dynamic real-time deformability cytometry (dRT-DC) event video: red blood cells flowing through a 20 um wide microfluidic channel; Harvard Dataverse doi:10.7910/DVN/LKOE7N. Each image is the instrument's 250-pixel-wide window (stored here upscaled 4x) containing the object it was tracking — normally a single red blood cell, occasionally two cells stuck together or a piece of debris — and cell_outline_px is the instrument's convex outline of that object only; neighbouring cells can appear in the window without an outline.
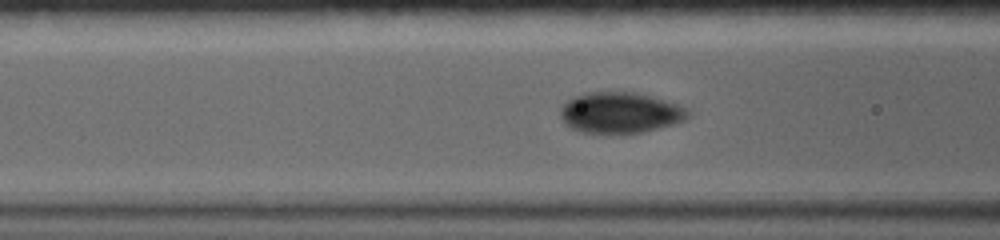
{"species": "common noctule bat (a hibernating species)", "species_latin": "Nyctalus noctula", "temperature_condition": "warm", "stored_images_in_passage": 8, "camera_frame_rate_fps": 5000, "um_per_image_px": 0.085, "animal": {"sex": "female", "body_mass_g": 19.0, "forearm_length_mm": 56.7}, "frame": {"image": 1, "passage_image": 4, "time_ms": 1.2, "image_size_px": [1000, 240], "cell_outline_px": [[692, 116], [676, 124], [640, 132], [580, 132], [568, 128], [564, 124], [560, 116], [560, 108], [568, 100], [576, 96], [588, 92], [632, 92], [680, 104], [688, 108], [692, 112]], "centroid_in_image_um": [52.74, 9.58], "position_along_channel_um": 113.9, "area_um2": 30.4}}